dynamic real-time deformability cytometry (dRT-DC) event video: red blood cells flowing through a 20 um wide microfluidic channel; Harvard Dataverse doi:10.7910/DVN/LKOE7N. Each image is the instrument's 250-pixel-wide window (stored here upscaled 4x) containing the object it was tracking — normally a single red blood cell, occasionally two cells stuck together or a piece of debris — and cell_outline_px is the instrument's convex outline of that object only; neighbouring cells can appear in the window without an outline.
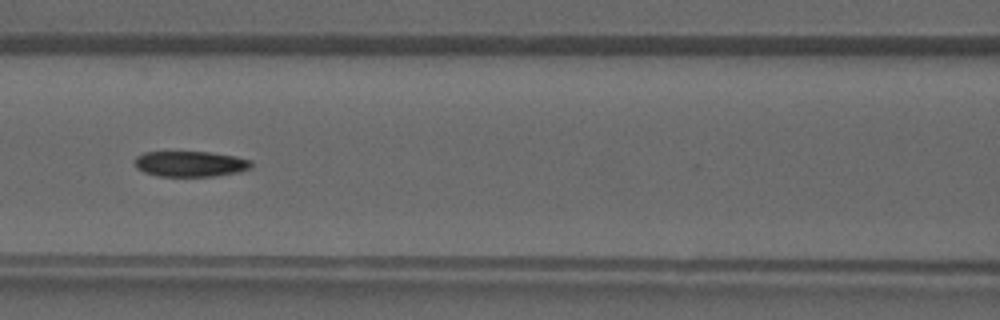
{"species": "common noctule bat (a hibernating species)", "species_latin": "Nyctalus noctula", "temperature_condition": "warm", "stored_images_in_passage": 28, "camera_frame_rate_fps": 3000, "um_per_image_px": 0.085, "animal": {"sex": "male", "forearm_length_mm": 52.5}, "frame": {"image": 1, "passage_image": 8, "time_ms": 2.333, "image_size_px": [1000, 320], "cell_outline_px": [[252, 168], [240, 172], [216, 176], [156, 176], [144, 172], [136, 168], [136, 156], [144, 152], [208, 152], [236, 156], [252, 160]], "centroid_in_image_um": [16.22, 13.93], "position_along_channel_um": 150.4, "area_um2": 17.51}}
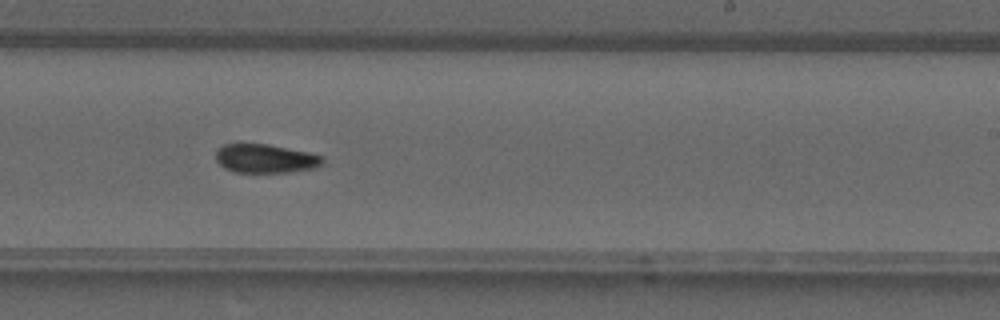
{"frame": {"image": 2, "passage_image": 15, "time_ms": 4.667, "image_size_px": [1000, 320], "cell_outline_px": [[324, 164], [316, 168], [288, 172], [236, 172], [224, 168], [216, 160], [216, 152], [224, 144], [268, 144], [308, 152], [324, 156]], "centroid_in_image_um": [22.61, 13.48], "position_along_channel_um": 266.4, "area_um2": 17.92}}
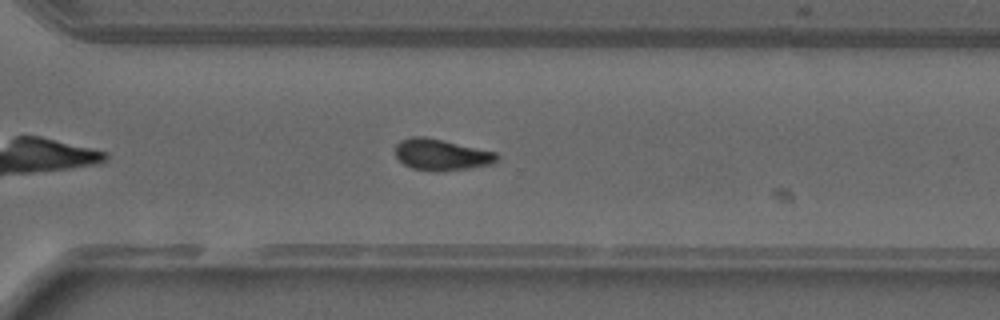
{"frame": {"image": 3, "passage_image": 19, "time_ms": 6.0, "image_size_px": [1000, 320], "cell_outline_px": [[500, 156], [492, 164], [468, 168], [436, 172], [412, 168], [404, 164], [396, 156], [396, 144], [400, 140], [412, 136], [424, 136], [496, 152]], "centroid_in_image_um": [37.5, 13.15], "position_along_channel_um": 333.1, "area_um2": 18.44}}